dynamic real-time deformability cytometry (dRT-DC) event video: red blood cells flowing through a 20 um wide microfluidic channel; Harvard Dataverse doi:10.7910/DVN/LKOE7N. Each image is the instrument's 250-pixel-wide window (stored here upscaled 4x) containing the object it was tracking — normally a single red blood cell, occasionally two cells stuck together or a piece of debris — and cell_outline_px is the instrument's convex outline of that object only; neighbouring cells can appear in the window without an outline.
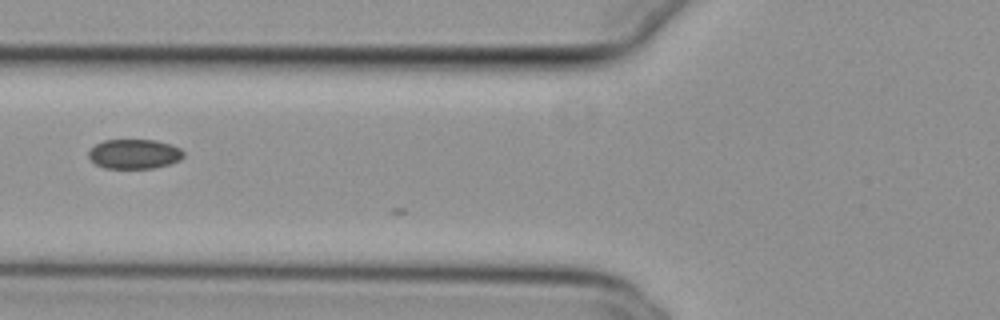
{"species": "common noctule bat (a hibernating species)", "species_latin": "Nyctalus noctula", "temperature_condition": "cold", "stored_images_in_passage": 6, "camera_frame_rate_fps": 3000, "um_per_image_px": 0.085, "animal": {"sex": "female", "body_mass_g": 29.2, "forearm_length_mm": 56.3}, "frame": {"image": 1, "passage_image": 4, "time_ms": 1.0, "image_size_px": [1000, 320], "cell_outline_px": [[184, 156], [180, 160], [168, 164], [152, 168], [104, 168], [96, 164], [88, 156], [88, 152], [96, 144], [104, 140], [156, 140], [172, 144], [180, 148], [184, 152]], "centroid_in_image_um": [11.43, 13.08], "position_along_channel_um": 114.4, "area_um2": 16.36}}